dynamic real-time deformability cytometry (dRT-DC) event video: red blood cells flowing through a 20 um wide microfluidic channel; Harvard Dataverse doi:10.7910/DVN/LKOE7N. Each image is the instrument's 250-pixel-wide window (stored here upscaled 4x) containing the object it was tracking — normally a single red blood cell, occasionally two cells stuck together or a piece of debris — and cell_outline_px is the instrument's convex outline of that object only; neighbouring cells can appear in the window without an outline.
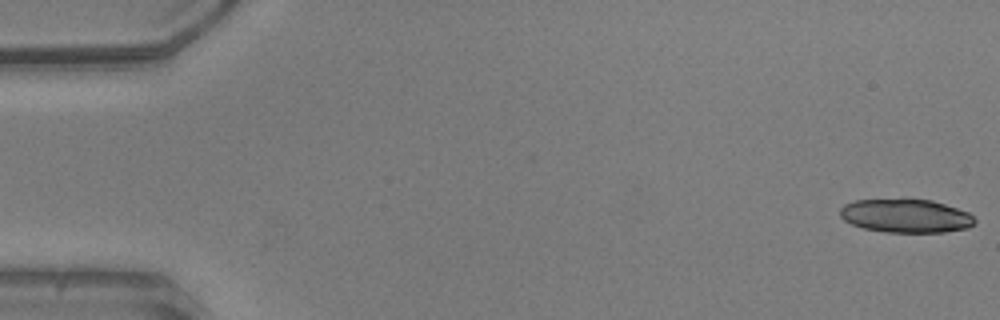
{"species": "common noctule bat (a hibernating species)", "species_latin": "Nyctalus noctula", "temperature_condition": "warm", "stored_images_in_passage": 51, "segment_of_instrument_passage": [1, 2], "camera_frame_rate_fps": 3000, "um_per_image_px": 0.085, "animal": {"sex": "male", "body_mass_g": 20.5, "forearm_length_mm": 52.5}, "frame": {"image": 1, "passage_image": 1, "time_ms": 0.0, "image_size_px": [1000, 320], "cell_outline_px": [[976, 224], [968, 228], [944, 232], [884, 232], [864, 228], [852, 224], [844, 220], [840, 216], [840, 208], [844, 204], [856, 200], [932, 200], [968, 212], [976, 220]], "centroid_in_image_um": [77.0, 18.36], "position_along_channel_um": 8.0, "area_um2": 26.13}}
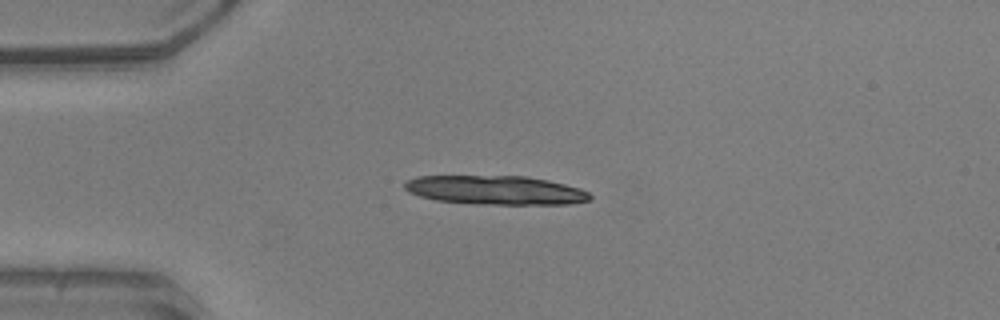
{"frame": {"image": 2, "passage_image": 13, "time_ms": 4.0, "image_size_px": [1000, 320], "cell_outline_px": [[592, 196], [588, 200], [568, 204], [476, 204], [436, 200], [420, 196], [408, 192], [404, 188], [404, 184], [408, 180], [416, 176], [528, 176], [548, 180], [580, 188], [588, 192]], "centroid_in_image_um": [42.1, 16.16], "position_along_channel_um": 42.9, "area_um2": 31.27}}